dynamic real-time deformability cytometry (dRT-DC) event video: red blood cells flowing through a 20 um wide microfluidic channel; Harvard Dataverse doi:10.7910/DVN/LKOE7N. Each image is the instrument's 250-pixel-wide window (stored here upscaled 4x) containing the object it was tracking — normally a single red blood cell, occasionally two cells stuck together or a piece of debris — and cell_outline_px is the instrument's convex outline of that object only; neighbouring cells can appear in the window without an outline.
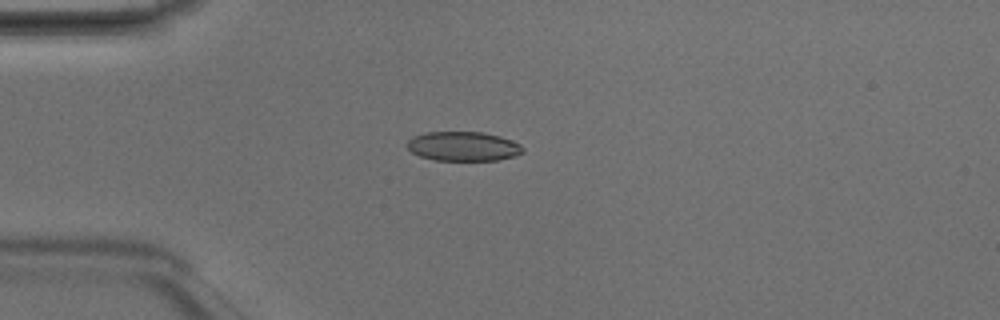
{"species": "Egyptian fruit bat (a non-hibernating species)", "species_latin": "Rousettus aegyptiacus", "temperature_condition": "room temperature", "stored_images_in_passage": 3, "camera_frame_rate_fps": 3000, "um_per_image_px": 0.085, "animal": {"sex": "male"}, "frame": {"image": 1, "passage_image": 3, "time_ms": 0.667, "image_size_px": [1000, 320], "cell_outline_px": [[524, 152], [516, 156], [496, 160], [432, 160], [420, 156], [412, 152], [408, 148], [408, 140], [412, 136], [428, 132], [484, 132], [500, 136], [512, 140], [520, 144], [524, 148]], "centroid_in_image_um": [39.4, 12.43], "position_along_channel_um": 45.6, "area_um2": 19.88}}